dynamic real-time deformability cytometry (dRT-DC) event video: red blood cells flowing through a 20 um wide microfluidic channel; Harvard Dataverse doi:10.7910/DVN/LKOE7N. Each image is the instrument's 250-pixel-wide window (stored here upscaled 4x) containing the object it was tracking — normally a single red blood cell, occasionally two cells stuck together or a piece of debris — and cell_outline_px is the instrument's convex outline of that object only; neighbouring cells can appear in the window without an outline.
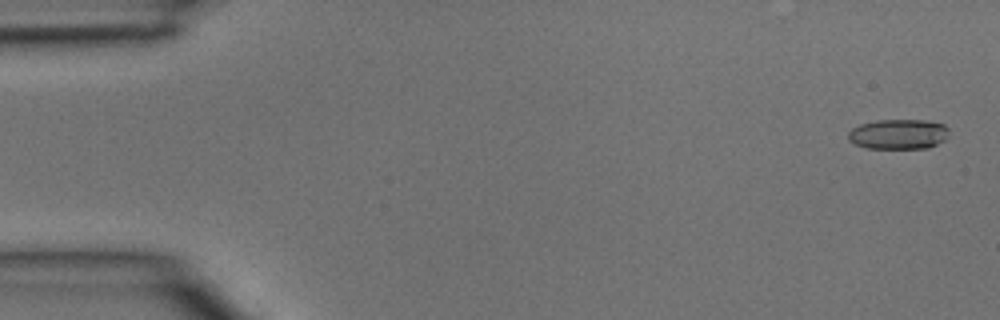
{"species": "common noctule bat (a hibernating species)", "species_latin": "Nyctalus noctula", "temperature_condition": "room temperature", "stored_images_in_passage": 4, "camera_frame_rate_fps": 3000, "um_per_image_px": 0.085, "animal": {"sex": "male", "body_mass_g": 15.6}, "frame": {"image": 1, "passage_image": 1, "time_ms": 0.0, "image_size_px": [1000, 320], "cell_outline_px": [[948, 136], [944, 140], [928, 148], [868, 148], [856, 144], [848, 140], [848, 132], [852, 128], [860, 124], [876, 120], [924, 120], [944, 124], [948, 128]], "centroid_in_image_um": [76.36, 11.4], "position_along_channel_um": 8.6, "area_um2": 17.63}}